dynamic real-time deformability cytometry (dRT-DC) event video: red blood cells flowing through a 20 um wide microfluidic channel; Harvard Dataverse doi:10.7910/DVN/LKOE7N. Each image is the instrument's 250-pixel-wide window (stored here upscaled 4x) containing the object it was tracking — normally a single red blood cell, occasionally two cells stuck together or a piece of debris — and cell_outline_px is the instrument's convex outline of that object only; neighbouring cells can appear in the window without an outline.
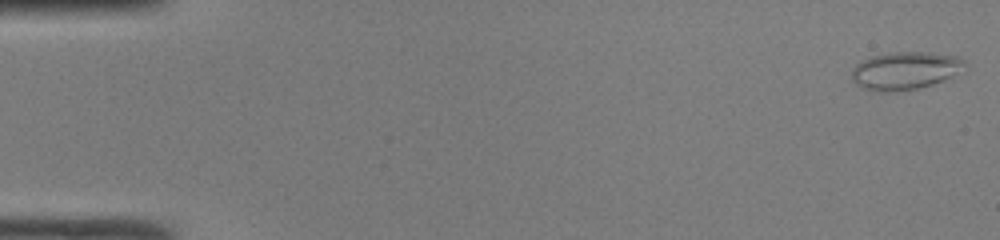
{"species": "common noctule bat (a hibernating species)", "species_latin": "Nyctalus noctula", "temperature_condition": "room temperature", "stored_images_in_passage": 48, "camera_frame_rate_fps": 3000, "um_per_image_px": 0.085, "animal": {"sex": "male", "body_mass_g": 19.0, "forearm_length_mm": 50.8}, "frame": {"image": 1, "passage_image": 1, "time_ms": 0.0, "image_size_px": [1000, 240], "cell_outline_px": [[964, 64], [948, 76], [932, 84], [916, 88], [884, 92], [876, 92], [864, 88], [856, 84], [852, 80], [852, 68], [856, 64], [872, 56], [892, 52], [928, 52], [956, 56], [964, 60]], "centroid_in_image_um": [76.82, 5.99], "position_along_channel_um": 8.2, "area_um2": 24.1}}
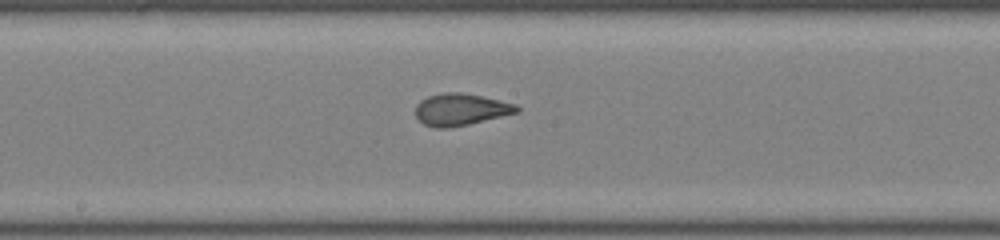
{"frame": {"image": 2, "passage_image": 26, "time_ms": 8.333, "image_size_px": [1000, 240], "cell_outline_px": [[520, 112], [468, 124], [448, 128], [436, 128], [424, 124], [416, 116], [416, 104], [420, 100], [428, 96], [444, 92], [460, 92], [500, 100], [516, 104], [520, 108]], "centroid_in_image_um": [39.16, 9.3], "position_along_channel_um": 209.0, "area_um2": 18.79}}
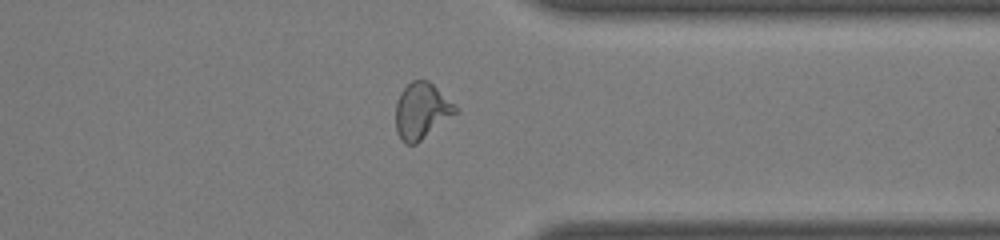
{"frame": {"image": 3, "passage_image": 38, "time_ms": 12.333, "image_size_px": [1000, 240], "cell_outline_px": [[456, 112], [416, 144], [404, 144], [396, 132], [396, 104], [400, 92], [412, 80], [428, 80], [456, 104]], "centroid_in_image_um": [35.81, 9.42], "position_along_channel_um": 375.6, "area_um2": 19.31}, "authors_computed_cell_mechanics": {"area_um2": 19.8832, "velocity_mm_per_s": 4.2347, "shape_relaxation_time_tau1_ms": 8.2044, "shape_relaxation_time_tau2_ms": 1.1004, "deformation_change_tau1": 0.2183, "deformation_change_tau2": 0.0718}}